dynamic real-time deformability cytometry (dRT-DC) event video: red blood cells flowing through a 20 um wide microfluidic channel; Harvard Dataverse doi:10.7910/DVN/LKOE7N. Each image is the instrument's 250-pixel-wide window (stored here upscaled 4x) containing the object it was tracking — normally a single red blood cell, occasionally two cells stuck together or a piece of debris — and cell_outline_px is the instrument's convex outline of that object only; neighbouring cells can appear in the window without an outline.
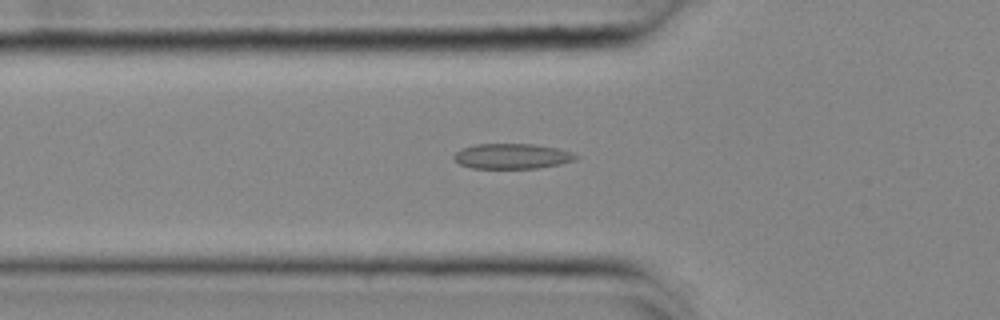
{"species": "common noctule bat (a hibernating species)", "species_latin": "Nyctalus noctula", "temperature_condition": "cold", "stored_images_in_passage": 55, "camera_frame_rate_fps": 3000, "um_per_image_px": 0.085, "animal": {"sex": "female", "body_mass_g": 25.1}, "frame": {"image": 1, "passage_image": 19, "time_ms": 6.0, "image_size_px": [1000, 320], "cell_outline_px": [[580, 156], [576, 160], [560, 164], [536, 168], [472, 168], [460, 164], [452, 156], [456, 152], [464, 148], [476, 144], [532, 144], [556, 148], [572, 152]], "centroid_in_image_um": [43.55, 13.28], "position_along_channel_um": 82.2, "area_um2": 17.8}}
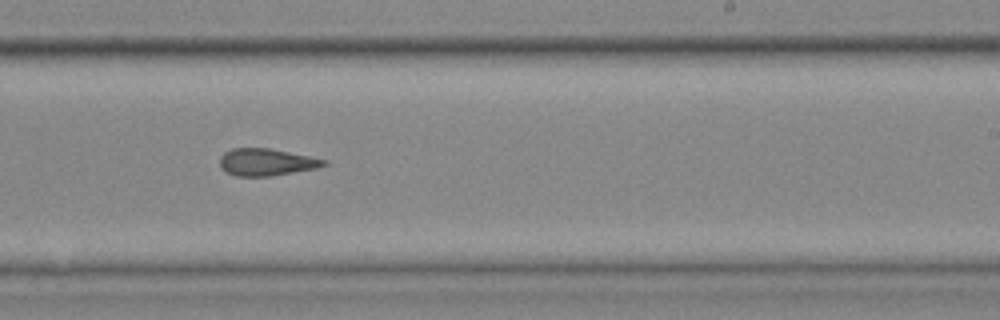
{"frame": {"image": 2, "passage_image": 34, "time_ms": 11.0, "image_size_px": [1000, 320], "cell_outline_px": [[328, 164], [316, 168], [268, 176], [236, 176], [224, 172], [220, 168], [220, 156], [224, 152], [232, 148], [268, 148], [328, 160]], "centroid_in_image_um": [22.59, 13.78], "position_along_channel_um": 266.4, "area_um2": 16.36}}
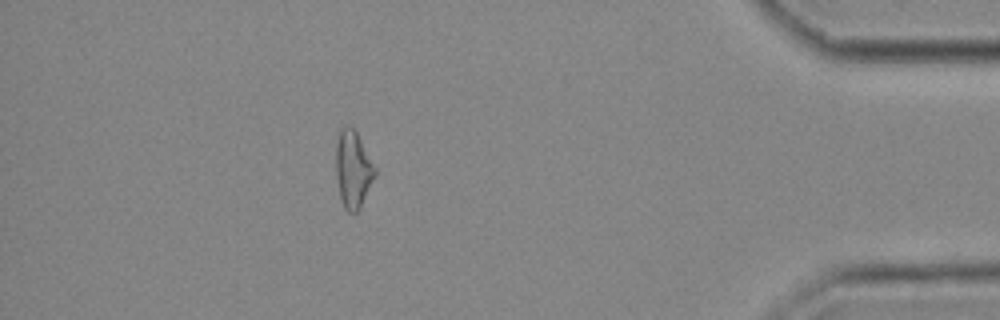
{"frame": {"image": 3, "passage_image": 49, "time_ms": 16.0, "image_size_px": [1000, 320], "cell_outline_px": [[376, 176], [360, 208], [356, 212], [348, 212], [344, 208], [340, 200], [336, 176], [336, 144], [340, 128], [344, 124], [352, 128], [356, 132], [376, 168]], "centroid_in_image_um": [30.0, 14.41], "position_along_channel_um": 405.2, "area_um2": 17.63}, "authors_computed_cell_mechanics": {"area_um2": 17.5712, "velocity_mm_per_s": 3.6817, "shape_relaxation_time_tau1_ms": null, "shape_relaxation_time_tau2_ms": 5.4991, "deformation_change_tau1": null, "deformation_change_tau2": 0.1413}}